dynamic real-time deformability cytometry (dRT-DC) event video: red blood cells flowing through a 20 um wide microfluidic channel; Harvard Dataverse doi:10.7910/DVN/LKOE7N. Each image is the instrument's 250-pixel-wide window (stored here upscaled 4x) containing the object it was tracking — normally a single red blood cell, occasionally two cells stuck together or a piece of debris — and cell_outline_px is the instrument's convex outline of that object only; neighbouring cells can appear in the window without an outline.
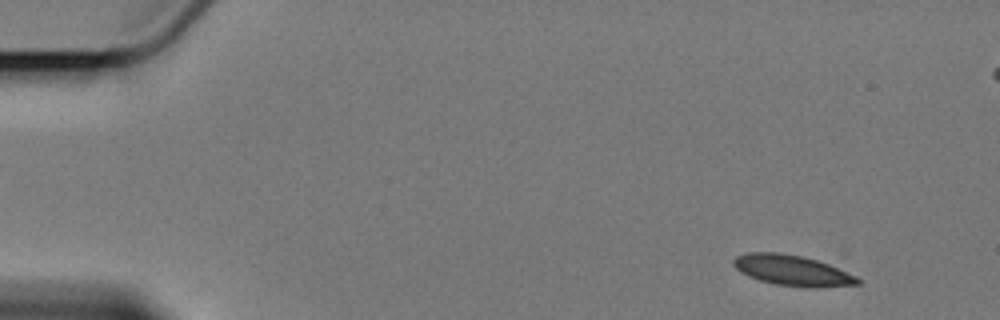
{"species": "Egyptian fruit bat (a non-hibernating species)", "species_latin": "Rousettus aegyptiacus", "temperature_condition": "cold", "stored_images_in_passage": 3, "camera_frame_rate_fps": 3000, "um_per_image_px": 0.085, "animal": {"sex": "female"}, "frame": {"image": 1, "passage_image": 1, "time_ms": 0.0, "image_size_px": [1000, 320], "cell_outline_px": [[860, 284], [816, 288], [808, 288], [776, 284], [760, 280], [748, 276], [740, 272], [732, 264], [732, 260], [736, 256], [748, 252], [780, 252], [804, 256], [828, 264], [856, 276], [860, 280]], "centroid_in_image_um": [67.32, 22.98], "position_along_channel_um": 17.7, "area_um2": 22.2}}